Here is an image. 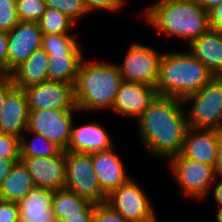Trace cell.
Returning a JSON list of instances; mask_svg holds the SVG:
<instances>
[{
  "label": "cell",
  "mask_w": 222,
  "mask_h": 222,
  "mask_svg": "<svg viewBox=\"0 0 222 222\" xmlns=\"http://www.w3.org/2000/svg\"><path fill=\"white\" fill-rule=\"evenodd\" d=\"M209 28L222 32V3L208 11Z\"/></svg>",
  "instance_id": "cell-35"
},
{
  "label": "cell",
  "mask_w": 222,
  "mask_h": 222,
  "mask_svg": "<svg viewBox=\"0 0 222 222\" xmlns=\"http://www.w3.org/2000/svg\"><path fill=\"white\" fill-rule=\"evenodd\" d=\"M94 214H81L80 216L67 217L61 222H93Z\"/></svg>",
  "instance_id": "cell-41"
},
{
  "label": "cell",
  "mask_w": 222,
  "mask_h": 222,
  "mask_svg": "<svg viewBox=\"0 0 222 222\" xmlns=\"http://www.w3.org/2000/svg\"><path fill=\"white\" fill-rule=\"evenodd\" d=\"M122 81L117 63L84 57L73 86L75 106L80 112L111 111Z\"/></svg>",
  "instance_id": "cell-3"
},
{
  "label": "cell",
  "mask_w": 222,
  "mask_h": 222,
  "mask_svg": "<svg viewBox=\"0 0 222 222\" xmlns=\"http://www.w3.org/2000/svg\"><path fill=\"white\" fill-rule=\"evenodd\" d=\"M196 2L205 10L209 11L213 7L222 3V0H196Z\"/></svg>",
  "instance_id": "cell-42"
},
{
  "label": "cell",
  "mask_w": 222,
  "mask_h": 222,
  "mask_svg": "<svg viewBox=\"0 0 222 222\" xmlns=\"http://www.w3.org/2000/svg\"><path fill=\"white\" fill-rule=\"evenodd\" d=\"M20 21L38 22L46 10L44 0H16Z\"/></svg>",
  "instance_id": "cell-29"
},
{
  "label": "cell",
  "mask_w": 222,
  "mask_h": 222,
  "mask_svg": "<svg viewBox=\"0 0 222 222\" xmlns=\"http://www.w3.org/2000/svg\"><path fill=\"white\" fill-rule=\"evenodd\" d=\"M35 184L24 163L15 162L0 188V200L18 203Z\"/></svg>",
  "instance_id": "cell-24"
},
{
  "label": "cell",
  "mask_w": 222,
  "mask_h": 222,
  "mask_svg": "<svg viewBox=\"0 0 222 222\" xmlns=\"http://www.w3.org/2000/svg\"><path fill=\"white\" fill-rule=\"evenodd\" d=\"M141 15L158 33L188 44L210 29L208 12L196 0H156Z\"/></svg>",
  "instance_id": "cell-2"
},
{
  "label": "cell",
  "mask_w": 222,
  "mask_h": 222,
  "mask_svg": "<svg viewBox=\"0 0 222 222\" xmlns=\"http://www.w3.org/2000/svg\"><path fill=\"white\" fill-rule=\"evenodd\" d=\"M216 215H215V221L216 222H222V208H217V211H216Z\"/></svg>",
  "instance_id": "cell-43"
},
{
  "label": "cell",
  "mask_w": 222,
  "mask_h": 222,
  "mask_svg": "<svg viewBox=\"0 0 222 222\" xmlns=\"http://www.w3.org/2000/svg\"><path fill=\"white\" fill-rule=\"evenodd\" d=\"M166 162L185 198L200 201L208 197L216 181L213 166L202 164L181 154L172 156Z\"/></svg>",
  "instance_id": "cell-6"
},
{
  "label": "cell",
  "mask_w": 222,
  "mask_h": 222,
  "mask_svg": "<svg viewBox=\"0 0 222 222\" xmlns=\"http://www.w3.org/2000/svg\"><path fill=\"white\" fill-rule=\"evenodd\" d=\"M136 125L148 156L168 160L180 154L189 128L183 100L156 95Z\"/></svg>",
  "instance_id": "cell-1"
},
{
  "label": "cell",
  "mask_w": 222,
  "mask_h": 222,
  "mask_svg": "<svg viewBox=\"0 0 222 222\" xmlns=\"http://www.w3.org/2000/svg\"><path fill=\"white\" fill-rule=\"evenodd\" d=\"M73 123L70 142L65 151L91 154L114 147L111 135L98 122L76 126Z\"/></svg>",
  "instance_id": "cell-18"
},
{
  "label": "cell",
  "mask_w": 222,
  "mask_h": 222,
  "mask_svg": "<svg viewBox=\"0 0 222 222\" xmlns=\"http://www.w3.org/2000/svg\"><path fill=\"white\" fill-rule=\"evenodd\" d=\"M76 33L58 35V34H43L42 48L49 55L58 52H83L82 45L76 39Z\"/></svg>",
  "instance_id": "cell-27"
},
{
  "label": "cell",
  "mask_w": 222,
  "mask_h": 222,
  "mask_svg": "<svg viewBox=\"0 0 222 222\" xmlns=\"http://www.w3.org/2000/svg\"><path fill=\"white\" fill-rule=\"evenodd\" d=\"M49 55L41 47L35 50L9 75L14 86L26 88L48 80Z\"/></svg>",
  "instance_id": "cell-21"
},
{
  "label": "cell",
  "mask_w": 222,
  "mask_h": 222,
  "mask_svg": "<svg viewBox=\"0 0 222 222\" xmlns=\"http://www.w3.org/2000/svg\"><path fill=\"white\" fill-rule=\"evenodd\" d=\"M13 87L14 83L10 75H0V113L3 109L6 95Z\"/></svg>",
  "instance_id": "cell-37"
},
{
  "label": "cell",
  "mask_w": 222,
  "mask_h": 222,
  "mask_svg": "<svg viewBox=\"0 0 222 222\" xmlns=\"http://www.w3.org/2000/svg\"><path fill=\"white\" fill-rule=\"evenodd\" d=\"M54 190L34 186L19 206L20 222H56L52 211Z\"/></svg>",
  "instance_id": "cell-19"
},
{
  "label": "cell",
  "mask_w": 222,
  "mask_h": 222,
  "mask_svg": "<svg viewBox=\"0 0 222 222\" xmlns=\"http://www.w3.org/2000/svg\"><path fill=\"white\" fill-rule=\"evenodd\" d=\"M29 110L25 91L14 86L6 95L0 113V132L17 137L27 130Z\"/></svg>",
  "instance_id": "cell-17"
},
{
  "label": "cell",
  "mask_w": 222,
  "mask_h": 222,
  "mask_svg": "<svg viewBox=\"0 0 222 222\" xmlns=\"http://www.w3.org/2000/svg\"><path fill=\"white\" fill-rule=\"evenodd\" d=\"M32 134L29 141L26 135ZM63 149L56 143L51 142L44 138L42 135L27 131L20 137V158H33V157H53L59 155Z\"/></svg>",
  "instance_id": "cell-25"
},
{
  "label": "cell",
  "mask_w": 222,
  "mask_h": 222,
  "mask_svg": "<svg viewBox=\"0 0 222 222\" xmlns=\"http://www.w3.org/2000/svg\"><path fill=\"white\" fill-rule=\"evenodd\" d=\"M77 112L80 111L61 109L29 111L27 131L42 135L65 151L71 138L74 113Z\"/></svg>",
  "instance_id": "cell-10"
},
{
  "label": "cell",
  "mask_w": 222,
  "mask_h": 222,
  "mask_svg": "<svg viewBox=\"0 0 222 222\" xmlns=\"http://www.w3.org/2000/svg\"><path fill=\"white\" fill-rule=\"evenodd\" d=\"M214 183L213 199L216 201L217 208H222V180H217Z\"/></svg>",
  "instance_id": "cell-40"
},
{
  "label": "cell",
  "mask_w": 222,
  "mask_h": 222,
  "mask_svg": "<svg viewBox=\"0 0 222 222\" xmlns=\"http://www.w3.org/2000/svg\"><path fill=\"white\" fill-rule=\"evenodd\" d=\"M0 222H20L17 203L0 200Z\"/></svg>",
  "instance_id": "cell-34"
},
{
  "label": "cell",
  "mask_w": 222,
  "mask_h": 222,
  "mask_svg": "<svg viewBox=\"0 0 222 222\" xmlns=\"http://www.w3.org/2000/svg\"><path fill=\"white\" fill-rule=\"evenodd\" d=\"M8 38L7 32L0 31V75H7Z\"/></svg>",
  "instance_id": "cell-36"
},
{
  "label": "cell",
  "mask_w": 222,
  "mask_h": 222,
  "mask_svg": "<svg viewBox=\"0 0 222 222\" xmlns=\"http://www.w3.org/2000/svg\"><path fill=\"white\" fill-rule=\"evenodd\" d=\"M222 82V74L216 76Z\"/></svg>",
  "instance_id": "cell-44"
},
{
  "label": "cell",
  "mask_w": 222,
  "mask_h": 222,
  "mask_svg": "<svg viewBox=\"0 0 222 222\" xmlns=\"http://www.w3.org/2000/svg\"><path fill=\"white\" fill-rule=\"evenodd\" d=\"M156 95L153 86L122 81L111 111L124 118H133L137 121Z\"/></svg>",
  "instance_id": "cell-14"
},
{
  "label": "cell",
  "mask_w": 222,
  "mask_h": 222,
  "mask_svg": "<svg viewBox=\"0 0 222 222\" xmlns=\"http://www.w3.org/2000/svg\"><path fill=\"white\" fill-rule=\"evenodd\" d=\"M93 222H128L122 215L114 211L106 203H98L94 205V221Z\"/></svg>",
  "instance_id": "cell-33"
},
{
  "label": "cell",
  "mask_w": 222,
  "mask_h": 222,
  "mask_svg": "<svg viewBox=\"0 0 222 222\" xmlns=\"http://www.w3.org/2000/svg\"><path fill=\"white\" fill-rule=\"evenodd\" d=\"M38 22L19 21L8 33L7 75L42 47Z\"/></svg>",
  "instance_id": "cell-12"
},
{
  "label": "cell",
  "mask_w": 222,
  "mask_h": 222,
  "mask_svg": "<svg viewBox=\"0 0 222 222\" xmlns=\"http://www.w3.org/2000/svg\"><path fill=\"white\" fill-rule=\"evenodd\" d=\"M183 103L190 107L188 111L186 108L188 127L222 130V82L217 77L187 96Z\"/></svg>",
  "instance_id": "cell-5"
},
{
  "label": "cell",
  "mask_w": 222,
  "mask_h": 222,
  "mask_svg": "<svg viewBox=\"0 0 222 222\" xmlns=\"http://www.w3.org/2000/svg\"><path fill=\"white\" fill-rule=\"evenodd\" d=\"M19 21L16 0H0V31L8 33Z\"/></svg>",
  "instance_id": "cell-30"
},
{
  "label": "cell",
  "mask_w": 222,
  "mask_h": 222,
  "mask_svg": "<svg viewBox=\"0 0 222 222\" xmlns=\"http://www.w3.org/2000/svg\"><path fill=\"white\" fill-rule=\"evenodd\" d=\"M114 148L115 146L104 151L92 153L94 172L101 191L106 196L131 178L124 166V161Z\"/></svg>",
  "instance_id": "cell-15"
},
{
  "label": "cell",
  "mask_w": 222,
  "mask_h": 222,
  "mask_svg": "<svg viewBox=\"0 0 222 222\" xmlns=\"http://www.w3.org/2000/svg\"><path fill=\"white\" fill-rule=\"evenodd\" d=\"M219 130L188 128L181 155L208 164L217 165Z\"/></svg>",
  "instance_id": "cell-16"
},
{
  "label": "cell",
  "mask_w": 222,
  "mask_h": 222,
  "mask_svg": "<svg viewBox=\"0 0 222 222\" xmlns=\"http://www.w3.org/2000/svg\"><path fill=\"white\" fill-rule=\"evenodd\" d=\"M159 52L157 48L153 49L139 41L130 44L123 62L117 64L123 81L138 82L155 87L160 61L164 54L163 51Z\"/></svg>",
  "instance_id": "cell-9"
},
{
  "label": "cell",
  "mask_w": 222,
  "mask_h": 222,
  "mask_svg": "<svg viewBox=\"0 0 222 222\" xmlns=\"http://www.w3.org/2000/svg\"><path fill=\"white\" fill-rule=\"evenodd\" d=\"M83 3L88 14L101 10L114 14L121 11L127 2L126 0H83Z\"/></svg>",
  "instance_id": "cell-31"
},
{
  "label": "cell",
  "mask_w": 222,
  "mask_h": 222,
  "mask_svg": "<svg viewBox=\"0 0 222 222\" xmlns=\"http://www.w3.org/2000/svg\"><path fill=\"white\" fill-rule=\"evenodd\" d=\"M131 177L127 182L112 191L106 198L114 211L128 222H159L154 204L146 190Z\"/></svg>",
  "instance_id": "cell-7"
},
{
  "label": "cell",
  "mask_w": 222,
  "mask_h": 222,
  "mask_svg": "<svg viewBox=\"0 0 222 222\" xmlns=\"http://www.w3.org/2000/svg\"><path fill=\"white\" fill-rule=\"evenodd\" d=\"M94 203L66 188L54 191L52 211L56 222L81 214H94Z\"/></svg>",
  "instance_id": "cell-22"
},
{
  "label": "cell",
  "mask_w": 222,
  "mask_h": 222,
  "mask_svg": "<svg viewBox=\"0 0 222 222\" xmlns=\"http://www.w3.org/2000/svg\"><path fill=\"white\" fill-rule=\"evenodd\" d=\"M187 45L214 77L222 74V32L209 29Z\"/></svg>",
  "instance_id": "cell-20"
},
{
  "label": "cell",
  "mask_w": 222,
  "mask_h": 222,
  "mask_svg": "<svg viewBox=\"0 0 222 222\" xmlns=\"http://www.w3.org/2000/svg\"><path fill=\"white\" fill-rule=\"evenodd\" d=\"M215 178L217 180H222V130L219 131L217 165L215 167Z\"/></svg>",
  "instance_id": "cell-39"
},
{
  "label": "cell",
  "mask_w": 222,
  "mask_h": 222,
  "mask_svg": "<svg viewBox=\"0 0 222 222\" xmlns=\"http://www.w3.org/2000/svg\"><path fill=\"white\" fill-rule=\"evenodd\" d=\"M20 161V158H0V188L4 179L8 176L15 162Z\"/></svg>",
  "instance_id": "cell-38"
},
{
  "label": "cell",
  "mask_w": 222,
  "mask_h": 222,
  "mask_svg": "<svg viewBox=\"0 0 222 222\" xmlns=\"http://www.w3.org/2000/svg\"><path fill=\"white\" fill-rule=\"evenodd\" d=\"M84 52H58L49 54L48 80L74 86Z\"/></svg>",
  "instance_id": "cell-23"
},
{
  "label": "cell",
  "mask_w": 222,
  "mask_h": 222,
  "mask_svg": "<svg viewBox=\"0 0 222 222\" xmlns=\"http://www.w3.org/2000/svg\"><path fill=\"white\" fill-rule=\"evenodd\" d=\"M74 21L64 13L46 7L41 19L38 21L39 27L43 34H70L73 29ZM69 32V33H68Z\"/></svg>",
  "instance_id": "cell-26"
},
{
  "label": "cell",
  "mask_w": 222,
  "mask_h": 222,
  "mask_svg": "<svg viewBox=\"0 0 222 222\" xmlns=\"http://www.w3.org/2000/svg\"><path fill=\"white\" fill-rule=\"evenodd\" d=\"M66 185L65 188L94 204L105 203L107 196L101 191L92 164V153L65 151Z\"/></svg>",
  "instance_id": "cell-8"
},
{
  "label": "cell",
  "mask_w": 222,
  "mask_h": 222,
  "mask_svg": "<svg viewBox=\"0 0 222 222\" xmlns=\"http://www.w3.org/2000/svg\"><path fill=\"white\" fill-rule=\"evenodd\" d=\"M214 75L190 51L164 52L155 86L157 95L184 100L203 88Z\"/></svg>",
  "instance_id": "cell-4"
},
{
  "label": "cell",
  "mask_w": 222,
  "mask_h": 222,
  "mask_svg": "<svg viewBox=\"0 0 222 222\" xmlns=\"http://www.w3.org/2000/svg\"><path fill=\"white\" fill-rule=\"evenodd\" d=\"M0 158H20V138L0 132Z\"/></svg>",
  "instance_id": "cell-32"
},
{
  "label": "cell",
  "mask_w": 222,
  "mask_h": 222,
  "mask_svg": "<svg viewBox=\"0 0 222 222\" xmlns=\"http://www.w3.org/2000/svg\"><path fill=\"white\" fill-rule=\"evenodd\" d=\"M35 186L58 190L66 185L65 151L53 157L20 158Z\"/></svg>",
  "instance_id": "cell-13"
},
{
  "label": "cell",
  "mask_w": 222,
  "mask_h": 222,
  "mask_svg": "<svg viewBox=\"0 0 222 222\" xmlns=\"http://www.w3.org/2000/svg\"><path fill=\"white\" fill-rule=\"evenodd\" d=\"M28 110H78L75 106L73 85L58 81H44L23 88Z\"/></svg>",
  "instance_id": "cell-11"
},
{
  "label": "cell",
  "mask_w": 222,
  "mask_h": 222,
  "mask_svg": "<svg viewBox=\"0 0 222 222\" xmlns=\"http://www.w3.org/2000/svg\"><path fill=\"white\" fill-rule=\"evenodd\" d=\"M46 3V7L56 9L69 18H71L74 22L80 21L84 16L89 15L83 0H44Z\"/></svg>",
  "instance_id": "cell-28"
}]
</instances>
